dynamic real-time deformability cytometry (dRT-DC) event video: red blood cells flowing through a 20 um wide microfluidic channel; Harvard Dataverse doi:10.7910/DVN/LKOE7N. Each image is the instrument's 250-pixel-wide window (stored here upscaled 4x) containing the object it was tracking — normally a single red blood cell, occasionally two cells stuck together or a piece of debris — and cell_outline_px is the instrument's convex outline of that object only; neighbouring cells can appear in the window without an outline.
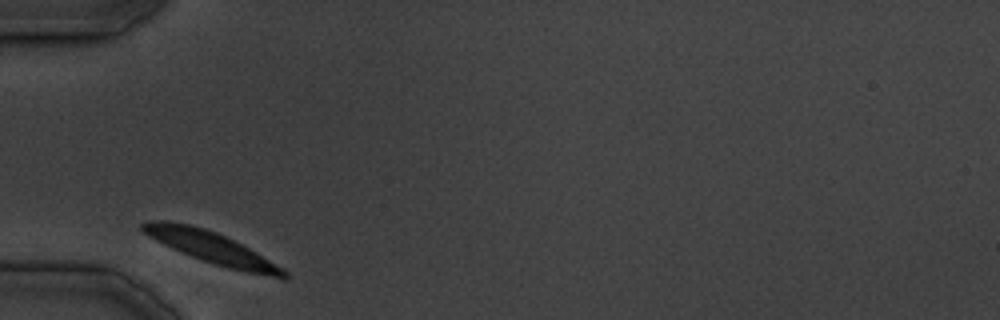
{"species": "common noctule bat (a hibernating species)", "species_latin": "Nyctalus noctula", "temperature_condition": "cold", "stored_images_in_passage": 21, "camera_frame_rate_fps": 3000, "um_per_image_px": 0.085, "animal": {"sex": "male", "body_mass_g": 19.5, "forearm_length_mm": 54.6}, "frame": {"image": 1, "passage_image": 1, "time_ms": 0.0, "image_size_px": [1000, 320], "cell_outline_px": [[292, 276], [284, 280], [228, 268], [192, 256], [172, 248], [148, 236], [140, 228], [140, 224], [148, 220], [164, 220], [188, 224], [204, 228], [216, 232], [256, 252], [284, 268]], "centroid_in_image_um": [18.03, 21.07], "position_along_channel_um": 67.0, "area_um2": 25.78}}
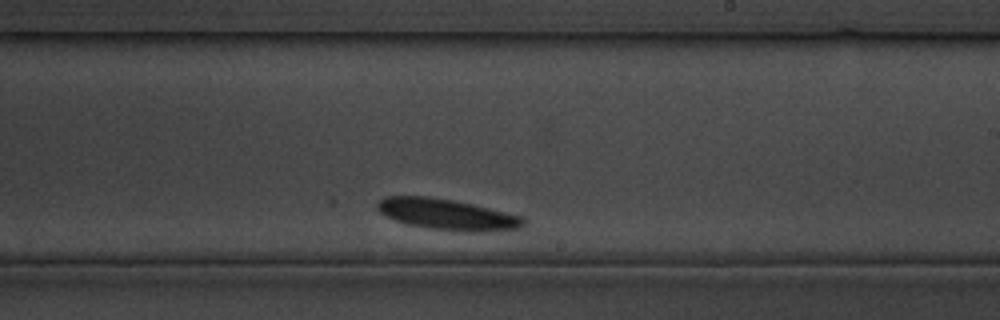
{"frame": {"image": 2, "passage_image": 12, "time_ms": 15.333, "image_size_px": [1000, 320], "cell_outline_px": [[524, 224], [520, 228], [472, 232], [468, 232], [432, 228], [408, 224], [384, 216], [376, 208], [376, 204], [384, 196], [428, 196], [452, 200], [472, 204], [520, 216], [524, 220]], "centroid_in_image_um": [37.93, 18.21], "position_along_channel_um": 251.1, "area_um2": 25.89}}